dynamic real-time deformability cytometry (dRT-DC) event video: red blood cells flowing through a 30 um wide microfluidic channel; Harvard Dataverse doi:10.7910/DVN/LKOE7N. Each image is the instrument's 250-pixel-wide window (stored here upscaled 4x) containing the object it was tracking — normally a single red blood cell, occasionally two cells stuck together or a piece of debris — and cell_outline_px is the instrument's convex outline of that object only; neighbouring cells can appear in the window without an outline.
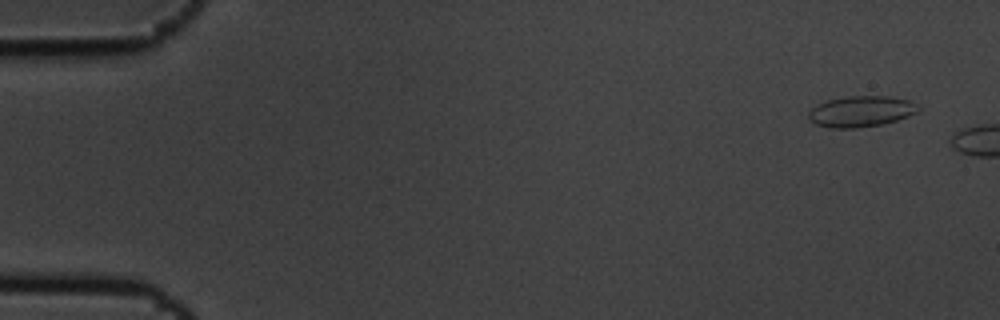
{"species": "common noctule bat (a hibernating species)", "species_latin": "Nyctalus noctula", "temperature_condition": "cold", "stored_images_in_passage": 2, "camera_frame_rate_fps": 3000, "um_per_image_px": 0.085, "animal": {"sex": "male", "body_mass_g": 19.5, "forearm_length_mm": 54.6}, "frame": {"image": 1, "passage_image": 1, "time_ms": 0.0, "image_size_px": [1000, 320], "cell_outline_px": [[920, 108], [916, 112], [908, 116], [896, 120], [880, 124], [856, 128], [828, 128], [816, 124], [808, 116], [808, 112], [816, 104], [828, 100], [848, 96], [892, 96], [908, 100], [916, 104]], "centroid_in_image_um": [73.17, 9.46], "position_along_channel_um": 11.8, "area_um2": 19.65}}